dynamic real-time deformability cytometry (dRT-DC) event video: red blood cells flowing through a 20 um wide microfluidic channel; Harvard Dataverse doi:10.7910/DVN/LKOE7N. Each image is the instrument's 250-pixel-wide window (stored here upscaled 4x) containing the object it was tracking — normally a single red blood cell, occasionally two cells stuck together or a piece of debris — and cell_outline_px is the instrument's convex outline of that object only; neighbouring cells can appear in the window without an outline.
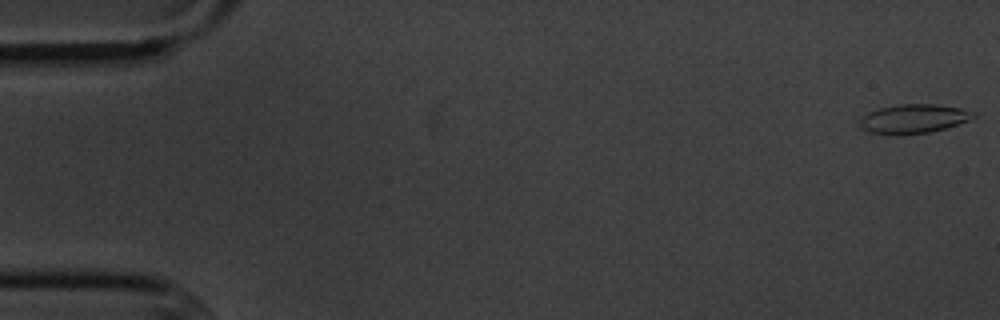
{"species": "common noctule bat (a hibernating species)", "species_latin": "Nyctalus noctula", "temperature_condition": "cold", "stored_images_in_passage": 5, "camera_frame_rate_fps": 3000, "um_per_image_px": 0.085, "animal": {"sex": "male", "body_mass_g": 20.1, "forearm_length_mm": 53.5}, "frame": {"image": 1, "passage_image": 1, "time_ms": 0.0, "image_size_px": [1000, 320], "cell_outline_px": [[976, 116], [968, 120], [944, 128], [928, 132], [904, 136], [868, 132], [860, 124], [860, 116], [868, 112], [880, 108], [900, 104], [936, 104], [960, 108], [976, 112]], "centroid_in_image_um": [77.63, 10.1], "position_along_channel_um": 7.4, "area_um2": 19.25}}